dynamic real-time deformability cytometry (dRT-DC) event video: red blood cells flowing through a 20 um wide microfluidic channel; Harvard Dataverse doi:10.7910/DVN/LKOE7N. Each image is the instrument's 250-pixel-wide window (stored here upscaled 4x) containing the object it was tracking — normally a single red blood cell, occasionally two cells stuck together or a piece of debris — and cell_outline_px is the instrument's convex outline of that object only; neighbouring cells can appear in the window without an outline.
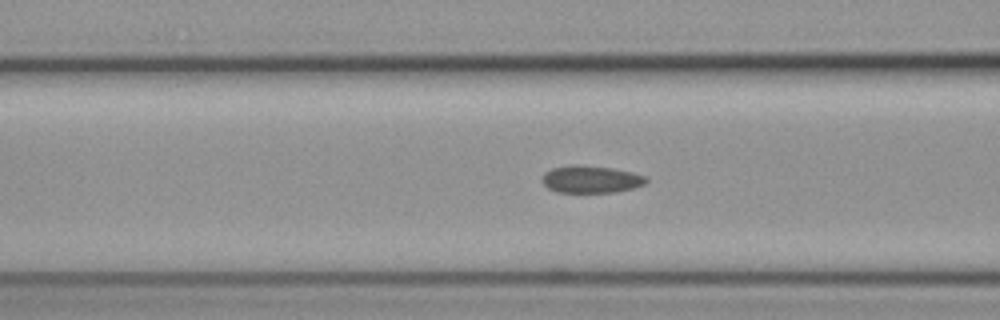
{"species": "common noctule bat (a hibernating species)", "species_latin": "Nyctalus noctula", "temperature_condition": "cold", "stored_images_in_passage": 40, "camera_frame_rate_fps": 3000, "um_per_image_px": 0.085, "animal": {"sex": "female", "body_mass_g": 19.3, "forearm_length_mm": 54.1}, "frame": {"image": 1, "passage_image": 5, "time_ms": 1.333, "image_size_px": [1000, 320], "cell_outline_px": [[648, 180], [644, 184], [632, 188], [616, 192], [556, 192], [548, 188], [544, 184], [544, 172], [552, 168], [572, 164], [612, 168], [632, 172], [644, 176]], "centroid_in_image_um": [50.22, 15.24], "position_along_channel_um": 116.4, "area_um2": 16.36}}
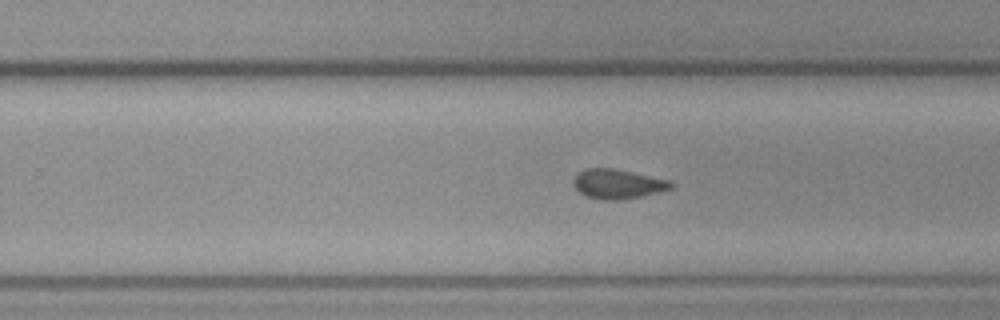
{"frame": {"image": 2, "passage_image": 18, "time_ms": 5.667, "image_size_px": [1000, 320], "cell_outline_px": [[676, 184], [672, 188], [660, 192], [620, 200], [600, 200], [588, 196], [580, 192], [572, 184], [572, 180], [576, 172], [584, 168], [612, 168], [672, 180]], "centroid_in_image_um": [52.51, 15.62], "position_along_channel_um": 277.3, "area_um2": 17.05}}
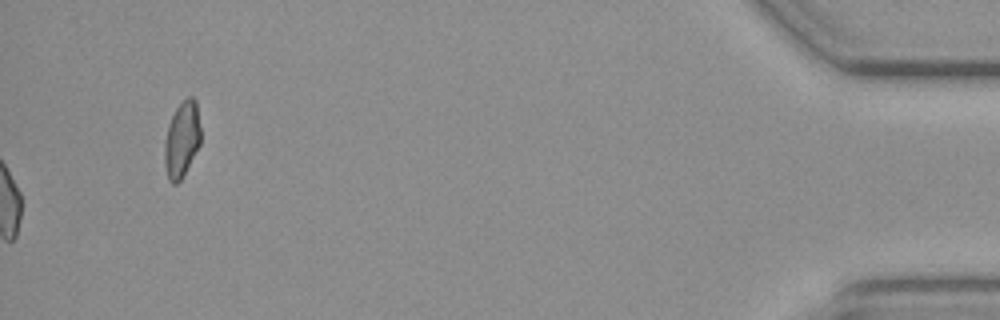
{"frame": {"image": 3, "passage_image": 40, "time_ms": 13.0, "image_size_px": [1000, 320], "cell_outline_px": [[200, 144], [180, 180], [176, 184], [172, 184], [168, 180], [164, 164], [164, 144], [168, 124], [176, 108], [188, 96], [192, 96], [196, 100], [200, 128]], "centroid_in_image_um": [15.44, 11.85], "position_along_channel_um": 419.8, "area_um2": 15.9}, "authors_computed_cell_mechanics": {"area_um2": 16.3574, "velocity_mm_per_s": 3.7175, "shape_relaxation_time_tau1_ms": null, "shape_relaxation_time_tau2_ms": 5.7258, "deformation_change_tau1": null, "deformation_change_tau2": 0.1025}}